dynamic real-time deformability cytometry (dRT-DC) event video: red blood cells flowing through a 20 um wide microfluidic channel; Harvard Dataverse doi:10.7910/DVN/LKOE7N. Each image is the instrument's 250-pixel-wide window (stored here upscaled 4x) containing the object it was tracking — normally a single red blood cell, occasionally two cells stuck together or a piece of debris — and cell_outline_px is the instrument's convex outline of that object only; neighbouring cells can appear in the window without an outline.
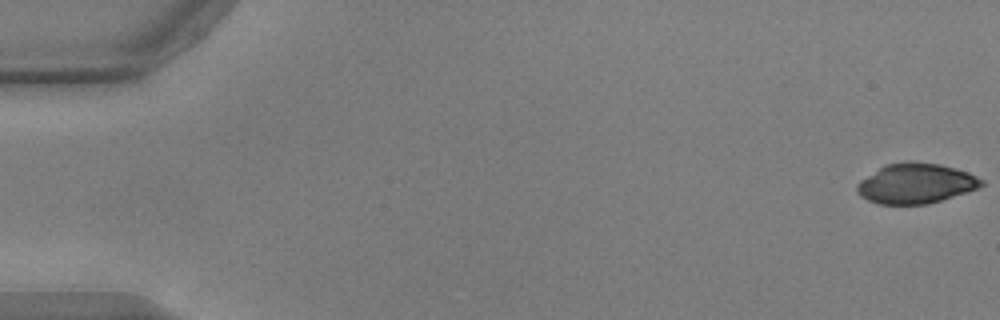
{"species": "common noctule bat (a hibernating species)", "species_latin": "Nyctalus noctula", "temperature_condition": "warm", "stored_images_in_passage": 51, "camera_frame_rate_fps": 3000, "um_per_image_px": 0.085, "animal": {"sex": "male", "body_mass_g": 17.9, "forearm_length_mm": 54.2}, "frame": {"image": 1, "passage_image": 1, "time_ms": 0.0, "image_size_px": [1000, 320], "cell_outline_px": [[984, 184], [980, 188], [968, 192], [928, 204], [880, 204], [868, 200], [860, 196], [856, 192], [856, 184], [860, 180], [884, 164], [904, 160], [916, 160], [940, 164], [956, 168], [968, 172], [984, 180]], "centroid_in_image_um": [77.84, 15.57], "position_along_channel_um": 7.2, "area_um2": 29.65}}